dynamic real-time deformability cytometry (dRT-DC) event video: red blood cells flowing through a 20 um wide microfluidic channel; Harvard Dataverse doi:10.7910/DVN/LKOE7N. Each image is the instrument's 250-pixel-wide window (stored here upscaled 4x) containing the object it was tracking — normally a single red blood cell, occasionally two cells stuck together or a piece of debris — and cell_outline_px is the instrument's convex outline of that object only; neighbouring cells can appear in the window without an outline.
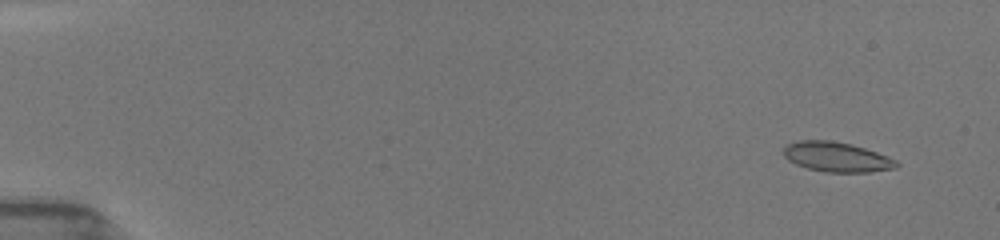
{"species": "common noctule bat (a hibernating species)", "species_latin": "Nyctalus noctula", "temperature_condition": "room temperature", "stored_images_in_passage": 53, "camera_frame_rate_fps": 3000, "um_per_image_px": 0.085, "animal": {"sex": "female", "body_mass_g": 19.5, "forearm_length_mm": 54.1}, "frame": {"image": 1, "passage_image": 4, "time_ms": 1.0, "image_size_px": [1000, 240], "cell_outline_px": [[900, 164], [896, 168], [868, 172], [824, 172], [808, 168], [796, 164], [788, 160], [784, 156], [784, 148], [788, 144], [796, 140], [832, 140], [852, 144], [888, 156], [896, 160]], "centroid_in_image_um": [71.12, 13.34], "position_along_channel_um": 13.9, "area_um2": 19.65}}
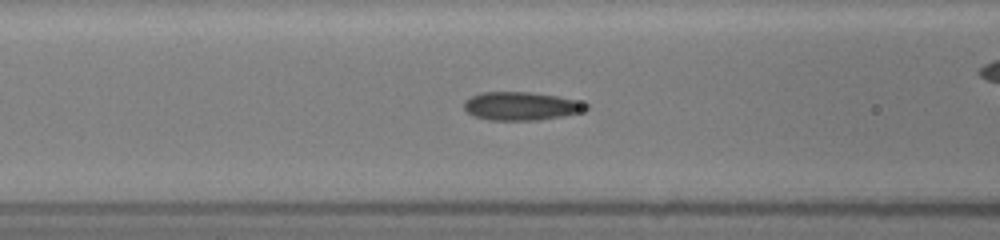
{"frame": {"image": 2, "passage_image": 23, "time_ms": 7.333, "image_size_px": [1000, 240], "cell_outline_px": [[588, 108], [584, 112], [564, 116], [540, 120], [488, 120], [472, 116], [464, 108], [464, 100], [480, 92], [532, 92], [556, 96], [576, 100], [588, 104]], "centroid_in_image_um": [44.3, 9.02], "position_along_channel_um": 122.3, "area_um2": 20.35}}
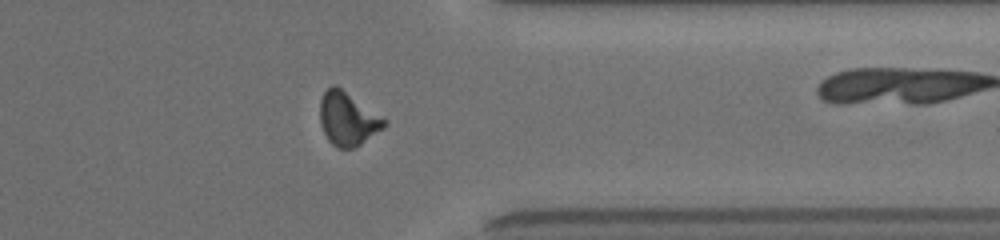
{"frame": {"image": 3, "passage_image": 43, "time_ms": 14.0, "image_size_px": [1000, 240], "cell_outline_px": [[388, 124], [384, 128], [360, 144], [352, 148], [336, 148], [328, 140], [320, 124], [320, 100], [324, 92], [332, 84], [336, 84], [388, 120]], "centroid_in_image_um": [29.56, 10.09], "position_along_channel_um": 381.8, "area_um2": 20.11}, "authors_computed_cell_mechanics": {"area_um2": 19.652, "velocity_mm_per_s": 3.9697, "shape_relaxation_time_tau1_ms": 5.0554, "shape_relaxation_time_tau2_ms": 1.6078, "deformation_change_tau1": 0.1634, "deformation_change_tau2": 0.0749}}